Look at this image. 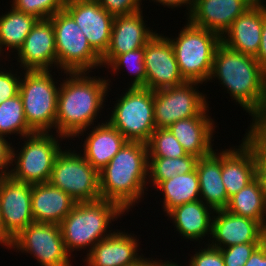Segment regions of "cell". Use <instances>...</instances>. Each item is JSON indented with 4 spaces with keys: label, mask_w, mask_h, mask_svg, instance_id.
I'll use <instances>...</instances> for the list:
<instances>
[{
    "label": "cell",
    "mask_w": 266,
    "mask_h": 266,
    "mask_svg": "<svg viewBox=\"0 0 266 266\" xmlns=\"http://www.w3.org/2000/svg\"><path fill=\"white\" fill-rule=\"evenodd\" d=\"M112 16L130 15L142 10V0H97Z\"/></svg>",
    "instance_id": "cell-40"
},
{
    "label": "cell",
    "mask_w": 266,
    "mask_h": 266,
    "mask_svg": "<svg viewBox=\"0 0 266 266\" xmlns=\"http://www.w3.org/2000/svg\"><path fill=\"white\" fill-rule=\"evenodd\" d=\"M32 133L27 125L20 94L0 104V135L10 139L13 134L23 138Z\"/></svg>",
    "instance_id": "cell-32"
},
{
    "label": "cell",
    "mask_w": 266,
    "mask_h": 266,
    "mask_svg": "<svg viewBox=\"0 0 266 266\" xmlns=\"http://www.w3.org/2000/svg\"><path fill=\"white\" fill-rule=\"evenodd\" d=\"M13 67H11L12 69L8 67L9 70H7L0 63V104L19 94L22 73L18 72V69L15 70V68L13 71Z\"/></svg>",
    "instance_id": "cell-38"
},
{
    "label": "cell",
    "mask_w": 266,
    "mask_h": 266,
    "mask_svg": "<svg viewBox=\"0 0 266 266\" xmlns=\"http://www.w3.org/2000/svg\"><path fill=\"white\" fill-rule=\"evenodd\" d=\"M204 247H199L198 251L189 259V266H225L221 250L210 246L205 241L201 244Z\"/></svg>",
    "instance_id": "cell-39"
},
{
    "label": "cell",
    "mask_w": 266,
    "mask_h": 266,
    "mask_svg": "<svg viewBox=\"0 0 266 266\" xmlns=\"http://www.w3.org/2000/svg\"><path fill=\"white\" fill-rule=\"evenodd\" d=\"M251 121L244 139L254 149L257 160L266 168V121Z\"/></svg>",
    "instance_id": "cell-36"
},
{
    "label": "cell",
    "mask_w": 266,
    "mask_h": 266,
    "mask_svg": "<svg viewBox=\"0 0 266 266\" xmlns=\"http://www.w3.org/2000/svg\"><path fill=\"white\" fill-rule=\"evenodd\" d=\"M54 27L59 73L94 72L102 68L101 57L73 18L63 9L49 18Z\"/></svg>",
    "instance_id": "cell-9"
},
{
    "label": "cell",
    "mask_w": 266,
    "mask_h": 266,
    "mask_svg": "<svg viewBox=\"0 0 266 266\" xmlns=\"http://www.w3.org/2000/svg\"><path fill=\"white\" fill-rule=\"evenodd\" d=\"M0 200L3 222V247L30 223L32 215L31 184L14 180L10 175L0 177Z\"/></svg>",
    "instance_id": "cell-13"
},
{
    "label": "cell",
    "mask_w": 266,
    "mask_h": 266,
    "mask_svg": "<svg viewBox=\"0 0 266 266\" xmlns=\"http://www.w3.org/2000/svg\"><path fill=\"white\" fill-rule=\"evenodd\" d=\"M143 10L114 17L110 44L101 57L102 67H106L116 56L145 47L156 34L143 20Z\"/></svg>",
    "instance_id": "cell-19"
},
{
    "label": "cell",
    "mask_w": 266,
    "mask_h": 266,
    "mask_svg": "<svg viewBox=\"0 0 266 266\" xmlns=\"http://www.w3.org/2000/svg\"><path fill=\"white\" fill-rule=\"evenodd\" d=\"M146 88L155 91L183 84L173 47L162 33H156L144 47Z\"/></svg>",
    "instance_id": "cell-14"
},
{
    "label": "cell",
    "mask_w": 266,
    "mask_h": 266,
    "mask_svg": "<svg viewBox=\"0 0 266 266\" xmlns=\"http://www.w3.org/2000/svg\"><path fill=\"white\" fill-rule=\"evenodd\" d=\"M125 231L116 229L110 236L98 241L82 258L84 266H131L139 262L144 257L138 253L139 237Z\"/></svg>",
    "instance_id": "cell-18"
},
{
    "label": "cell",
    "mask_w": 266,
    "mask_h": 266,
    "mask_svg": "<svg viewBox=\"0 0 266 266\" xmlns=\"http://www.w3.org/2000/svg\"><path fill=\"white\" fill-rule=\"evenodd\" d=\"M48 182L69 194L76 202L100 199L99 172L75 149L62 148Z\"/></svg>",
    "instance_id": "cell-10"
},
{
    "label": "cell",
    "mask_w": 266,
    "mask_h": 266,
    "mask_svg": "<svg viewBox=\"0 0 266 266\" xmlns=\"http://www.w3.org/2000/svg\"><path fill=\"white\" fill-rule=\"evenodd\" d=\"M214 119L210 116H194L174 122L168 127L187 154L197 158L208 156L214 151L212 143L216 132ZM214 136V137H213Z\"/></svg>",
    "instance_id": "cell-24"
},
{
    "label": "cell",
    "mask_w": 266,
    "mask_h": 266,
    "mask_svg": "<svg viewBox=\"0 0 266 266\" xmlns=\"http://www.w3.org/2000/svg\"><path fill=\"white\" fill-rule=\"evenodd\" d=\"M67 0H12L15 9L34 15L38 19H49L64 9Z\"/></svg>",
    "instance_id": "cell-35"
},
{
    "label": "cell",
    "mask_w": 266,
    "mask_h": 266,
    "mask_svg": "<svg viewBox=\"0 0 266 266\" xmlns=\"http://www.w3.org/2000/svg\"><path fill=\"white\" fill-rule=\"evenodd\" d=\"M16 252L26 253L37 260L40 266H72L60 225L33 222L14 237L9 246Z\"/></svg>",
    "instance_id": "cell-12"
},
{
    "label": "cell",
    "mask_w": 266,
    "mask_h": 266,
    "mask_svg": "<svg viewBox=\"0 0 266 266\" xmlns=\"http://www.w3.org/2000/svg\"><path fill=\"white\" fill-rule=\"evenodd\" d=\"M201 84L196 81H186L175 87L155 90L154 122L156 128H168L178 120L194 116H209L208 102L210 101L207 99V94L198 90Z\"/></svg>",
    "instance_id": "cell-11"
},
{
    "label": "cell",
    "mask_w": 266,
    "mask_h": 266,
    "mask_svg": "<svg viewBox=\"0 0 266 266\" xmlns=\"http://www.w3.org/2000/svg\"><path fill=\"white\" fill-rule=\"evenodd\" d=\"M147 146L149 158H177L188 155L168 128H156Z\"/></svg>",
    "instance_id": "cell-34"
},
{
    "label": "cell",
    "mask_w": 266,
    "mask_h": 266,
    "mask_svg": "<svg viewBox=\"0 0 266 266\" xmlns=\"http://www.w3.org/2000/svg\"><path fill=\"white\" fill-rule=\"evenodd\" d=\"M148 165L147 144L127 141L99 172L100 198L115 202L128 213L146 195Z\"/></svg>",
    "instance_id": "cell-3"
},
{
    "label": "cell",
    "mask_w": 266,
    "mask_h": 266,
    "mask_svg": "<svg viewBox=\"0 0 266 266\" xmlns=\"http://www.w3.org/2000/svg\"><path fill=\"white\" fill-rule=\"evenodd\" d=\"M92 128V129H91ZM90 131L82 130L74 138L86 136L83 149L79 150L83 157L91 166L100 172L111 159L119 152L122 146L127 142L125 137L114 128L108 121L98 123L97 126L90 127ZM84 133H89L84 134Z\"/></svg>",
    "instance_id": "cell-22"
},
{
    "label": "cell",
    "mask_w": 266,
    "mask_h": 266,
    "mask_svg": "<svg viewBox=\"0 0 266 266\" xmlns=\"http://www.w3.org/2000/svg\"><path fill=\"white\" fill-rule=\"evenodd\" d=\"M21 139L24 141L23 145H20L21 148L15 150L16 147L12 145L11 165L13 167L9 175L16 181L29 184L48 182L54 162L62 150L60 142L66 138L56 135L55 132L53 134L34 132Z\"/></svg>",
    "instance_id": "cell-7"
},
{
    "label": "cell",
    "mask_w": 266,
    "mask_h": 266,
    "mask_svg": "<svg viewBox=\"0 0 266 266\" xmlns=\"http://www.w3.org/2000/svg\"><path fill=\"white\" fill-rule=\"evenodd\" d=\"M0 244L3 246V222L1 214V200H0Z\"/></svg>",
    "instance_id": "cell-49"
},
{
    "label": "cell",
    "mask_w": 266,
    "mask_h": 266,
    "mask_svg": "<svg viewBox=\"0 0 266 266\" xmlns=\"http://www.w3.org/2000/svg\"><path fill=\"white\" fill-rule=\"evenodd\" d=\"M257 0H194L186 18L193 25L219 34L221 37L233 21Z\"/></svg>",
    "instance_id": "cell-20"
},
{
    "label": "cell",
    "mask_w": 266,
    "mask_h": 266,
    "mask_svg": "<svg viewBox=\"0 0 266 266\" xmlns=\"http://www.w3.org/2000/svg\"><path fill=\"white\" fill-rule=\"evenodd\" d=\"M126 212L115 202L105 199L77 202L70 213L60 223L63 242L67 252L85 251L86 255L98 241L110 236V227ZM111 230H108V229ZM88 247V248H87Z\"/></svg>",
    "instance_id": "cell-4"
},
{
    "label": "cell",
    "mask_w": 266,
    "mask_h": 266,
    "mask_svg": "<svg viewBox=\"0 0 266 266\" xmlns=\"http://www.w3.org/2000/svg\"><path fill=\"white\" fill-rule=\"evenodd\" d=\"M219 80L235 104L248 113L251 120H262L265 91V69L255 57L230 49L222 42L216 49L209 78Z\"/></svg>",
    "instance_id": "cell-2"
},
{
    "label": "cell",
    "mask_w": 266,
    "mask_h": 266,
    "mask_svg": "<svg viewBox=\"0 0 266 266\" xmlns=\"http://www.w3.org/2000/svg\"><path fill=\"white\" fill-rule=\"evenodd\" d=\"M150 258L143 257L139 262L131 265V266H149Z\"/></svg>",
    "instance_id": "cell-48"
},
{
    "label": "cell",
    "mask_w": 266,
    "mask_h": 266,
    "mask_svg": "<svg viewBox=\"0 0 266 266\" xmlns=\"http://www.w3.org/2000/svg\"><path fill=\"white\" fill-rule=\"evenodd\" d=\"M186 20V24L178 32V37L170 36L168 39L173 47L182 77L186 81L207 84L216 49L222 42L221 36Z\"/></svg>",
    "instance_id": "cell-5"
},
{
    "label": "cell",
    "mask_w": 266,
    "mask_h": 266,
    "mask_svg": "<svg viewBox=\"0 0 266 266\" xmlns=\"http://www.w3.org/2000/svg\"><path fill=\"white\" fill-rule=\"evenodd\" d=\"M31 193L34 222L60 225L77 203L69 194L49 182L31 184Z\"/></svg>",
    "instance_id": "cell-25"
},
{
    "label": "cell",
    "mask_w": 266,
    "mask_h": 266,
    "mask_svg": "<svg viewBox=\"0 0 266 266\" xmlns=\"http://www.w3.org/2000/svg\"><path fill=\"white\" fill-rule=\"evenodd\" d=\"M17 66L23 70H53L57 67L54 27L50 19H39L14 53ZM18 57V58H17ZM19 62V63H18ZM54 64V65H53Z\"/></svg>",
    "instance_id": "cell-16"
},
{
    "label": "cell",
    "mask_w": 266,
    "mask_h": 266,
    "mask_svg": "<svg viewBox=\"0 0 266 266\" xmlns=\"http://www.w3.org/2000/svg\"><path fill=\"white\" fill-rule=\"evenodd\" d=\"M263 241L264 227L258 221L234 215L225 209L215 210L211 237L207 241L210 246L222 249L237 244Z\"/></svg>",
    "instance_id": "cell-17"
},
{
    "label": "cell",
    "mask_w": 266,
    "mask_h": 266,
    "mask_svg": "<svg viewBox=\"0 0 266 266\" xmlns=\"http://www.w3.org/2000/svg\"><path fill=\"white\" fill-rule=\"evenodd\" d=\"M257 156L249 143L221 150V174L228 198L238 193L257 177Z\"/></svg>",
    "instance_id": "cell-21"
},
{
    "label": "cell",
    "mask_w": 266,
    "mask_h": 266,
    "mask_svg": "<svg viewBox=\"0 0 266 266\" xmlns=\"http://www.w3.org/2000/svg\"><path fill=\"white\" fill-rule=\"evenodd\" d=\"M258 63L266 70V4H263V26L261 33V42L255 57Z\"/></svg>",
    "instance_id": "cell-42"
},
{
    "label": "cell",
    "mask_w": 266,
    "mask_h": 266,
    "mask_svg": "<svg viewBox=\"0 0 266 266\" xmlns=\"http://www.w3.org/2000/svg\"><path fill=\"white\" fill-rule=\"evenodd\" d=\"M244 266H266V242L263 241L251 254Z\"/></svg>",
    "instance_id": "cell-43"
},
{
    "label": "cell",
    "mask_w": 266,
    "mask_h": 266,
    "mask_svg": "<svg viewBox=\"0 0 266 266\" xmlns=\"http://www.w3.org/2000/svg\"><path fill=\"white\" fill-rule=\"evenodd\" d=\"M116 98L108 122L127 141L148 143L156 129L154 91L145 87H128Z\"/></svg>",
    "instance_id": "cell-8"
},
{
    "label": "cell",
    "mask_w": 266,
    "mask_h": 266,
    "mask_svg": "<svg viewBox=\"0 0 266 266\" xmlns=\"http://www.w3.org/2000/svg\"><path fill=\"white\" fill-rule=\"evenodd\" d=\"M263 3L264 0H257L236 18L221 37L222 43L230 49L256 57L261 42Z\"/></svg>",
    "instance_id": "cell-23"
},
{
    "label": "cell",
    "mask_w": 266,
    "mask_h": 266,
    "mask_svg": "<svg viewBox=\"0 0 266 266\" xmlns=\"http://www.w3.org/2000/svg\"><path fill=\"white\" fill-rule=\"evenodd\" d=\"M105 68L111 69V75H119L126 68L133 75L128 87L146 88V70L144 65V47L116 56ZM114 72V73H113ZM116 73V74H115ZM131 83V84H130Z\"/></svg>",
    "instance_id": "cell-33"
},
{
    "label": "cell",
    "mask_w": 266,
    "mask_h": 266,
    "mask_svg": "<svg viewBox=\"0 0 266 266\" xmlns=\"http://www.w3.org/2000/svg\"><path fill=\"white\" fill-rule=\"evenodd\" d=\"M65 74V80H57L60 88L55 133L73 140L79 132L85 129L88 131L94 126L95 119H98L99 113L106 106L105 100L109 96L112 82L108 76L106 79L105 76H92L89 72Z\"/></svg>",
    "instance_id": "cell-1"
},
{
    "label": "cell",
    "mask_w": 266,
    "mask_h": 266,
    "mask_svg": "<svg viewBox=\"0 0 266 266\" xmlns=\"http://www.w3.org/2000/svg\"><path fill=\"white\" fill-rule=\"evenodd\" d=\"M9 9L10 11L0 15V62L2 59L7 61L11 58L8 56V52H18L27 35L39 20L34 15L19 11L12 6ZM6 50L7 56L5 55L3 58Z\"/></svg>",
    "instance_id": "cell-28"
},
{
    "label": "cell",
    "mask_w": 266,
    "mask_h": 266,
    "mask_svg": "<svg viewBox=\"0 0 266 266\" xmlns=\"http://www.w3.org/2000/svg\"><path fill=\"white\" fill-rule=\"evenodd\" d=\"M149 1L150 2L154 1V3L155 2L158 3L159 6L161 4L162 6H164V7L166 6L169 9L170 8L174 9V8H178V7L180 8L181 6H185V7H187L186 9L188 11V12L187 11L185 12L187 17L191 13L193 2H194V0H149Z\"/></svg>",
    "instance_id": "cell-44"
},
{
    "label": "cell",
    "mask_w": 266,
    "mask_h": 266,
    "mask_svg": "<svg viewBox=\"0 0 266 266\" xmlns=\"http://www.w3.org/2000/svg\"><path fill=\"white\" fill-rule=\"evenodd\" d=\"M261 243H245L222 248L225 266H244L251 254Z\"/></svg>",
    "instance_id": "cell-37"
},
{
    "label": "cell",
    "mask_w": 266,
    "mask_h": 266,
    "mask_svg": "<svg viewBox=\"0 0 266 266\" xmlns=\"http://www.w3.org/2000/svg\"><path fill=\"white\" fill-rule=\"evenodd\" d=\"M51 72L24 70L20 79L24 115L28 127L36 133H53L55 129L60 84Z\"/></svg>",
    "instance_id": "cell-6"
},
{
    "label": "cell",
    "mask_w": 266,
    "mask_h": 266,
    "mask_svg": "<svg viewBox=\"0 0 266 266\" xmlns=\"http://www.w3.org/2000/svg\"><path fill=\"white\" fill-rule=\"evenodd\" d=\"M262 121H266V70H265V91L262 105Z\"/></svg>",
    "instance_id": "cell-47"
},
{
    "label": "cell",
    "mask_w": 266,
    "mask_h": 266,
    "mask_svg": "<svg viewBox=\"0 0 266 266\" xmlns=\"http://www.w3.org/2000/svg\"><path fill=\"white\" fill-rule=\"evenodd\" d=\"M257 178L260 181L263 193L266 198V168L259 161L257 162Z\"/></svg>",
    "instance_id": "cell-45"
},
{
    "label": "cell",
    "mask_w": 266,
    "mask_h": 266,
    "mask_svg": "<svg viewBox=\"0 0 266 266\" xmlns=\"http://www.w3.org/2000/svg\"><path fill=\"white\" fill-rule=\"evenodd\" d=\"M12 143L0 135V177L9 175L11 169ZM10 167V169H9Z\"/></svg>",
    "instance_id": "cell-41"
},
{
    "label": "cell",
    "mask_w": 266,
    "mask_h": 266,
    "mask_svg": "<svg viewBox=\"0 0 266 266\" xmlns=\"http://www.w3.org/2000/svg\"><path fill=\"white\" fill-rule=\"evenodd\" d=\"M264 241L266 242V225L264 227Z\"/></svg>",
    "instance_id": "cell-50"
},
{
    "label": "cell",
    "mask_w": 266,
    "mask_h": 266,
    "mask_svg": "<svg viewBox=\"0 0 266 266\" xmlns=\"http://www.w3.org/2000/svg\"><path fill=\"white\" fill-rule=\"evenodd\" d=\"M154 189H158L163 195L161 206H163L164 214L182 204L200 200L199 178L196 169L161 181Z\"/></svg>",
    "instance_id": "cell-29"
},
{
    "label": "cell",
    "mask_w": 266,
    "mask_h": 266,
    "mask_svg": "<svg viewBox=\"0 0 266 266\" xmlns=\"http://www.w3.org/2000/svg\"><path fill=\"white\" fill-rule=\"evenodd\" d=\"M197 160L196 156L190 154L177 158H149L148 185L150 183L154 188L161 181L173 178L177 174L194 171Z\"/></svg>",
    "instance_id": "cell-31"
},
{
    "label": "cell",
    "mask_w": 266,
    "mask_h": 266,
    "mask_svg": "<svg viewBox=\"0 0 266 266\" xmlns=\"http://www.w3.org/2000/svg\"><path fill=\"white\" fill-rule=\"evenodd\" d=\"M215 149L208 156L198 158L196 172L199 178L200 200L214 210L225 209L229 198L222 181L221 150Z\"/></svg>",
    "instance_id": "cell-27"
},
{
    "label": "cell",
    "mask_w": 266,
    "mask_h": 266,
    "mask_svg": "<svg viewBox=\"0 0 266 266\" xmlns=\"http://www.w3.org/2000/svg\"><path fill=\"white\" fill-rule=\"evenodd\" d=\"M214 212L215 210L202 200H197L177 206L165 216L170 218L173 226L175 225V231L179 232L178 234L184 239L200 244L206 236H211Z\"/></svg>",
    "instance_id": "cell-26"
},
{
    "label": "cell",
    "mask_w": 266,
    "mask_h": 266,
    "mask_svg": "<svg viewBox=\"0 0 266 266\" xmlns=\"http://www.w3.org/2000/svg\"><path fill=\"white\" fill-rule=\"evenodd\" d=\"M178 262H173L171 259L169 260H160V259H154L150 257V263L149 266H182L181 264H177ZM184 266V265H183Z\"/></svg>",
    "instance_id": "cell-46"
},
{
    "label": "cell",
    "mask_w": 266,
    "mask_h": 266,
    "mask_svg": "<svg viewBox=\"0 0 266 266\" xmlns=\"http://www.w3.org/2000/svg\"><path fill=\"white\" fill-rule=\"evenodd\" d=\"M64 10L81 28L92 49L102 57L110 44L114 16L97 0H67Z\"/></svg>",
    "instance_id": "cell-15"
},
{
    "label": "cell",
    "mask_w": 266,
    "mask_h": 266,
    "mask_svg": "<svg viewBox=\"0 0 266 266\" xmlns=\"http://www.w3.org/2000/svg\"><path fill=\"white\" fill-rule=\"evenodd\" d=\"M225 210L234 215L254 219L265 227L266 198L259 179L256 177L245 188L231 196Z\"/></svg>",
    "instance_id": "cell-30"
}]
</instances>
